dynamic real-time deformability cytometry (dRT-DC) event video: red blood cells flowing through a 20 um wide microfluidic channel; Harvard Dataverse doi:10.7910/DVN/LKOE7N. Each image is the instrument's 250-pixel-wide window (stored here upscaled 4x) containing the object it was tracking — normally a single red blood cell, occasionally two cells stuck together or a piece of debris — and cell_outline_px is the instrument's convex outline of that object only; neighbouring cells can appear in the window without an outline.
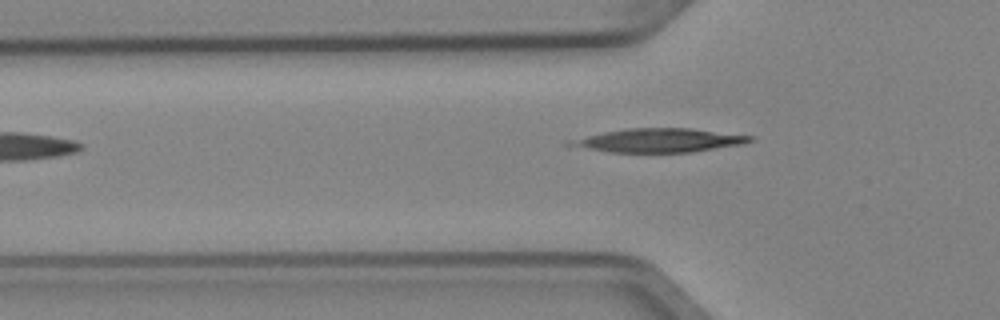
{"species": "Egyptian fruit bat (a non-hibernating species)", "species_latin": "Rousettus aegyptiacus", "temperature_condition": "cold", "stored_images_in_passage": 5, "camera_frame_rate_fps": 3000, "um_per_image_px": 0.085, "animal": {"sex": "female"}, "frame": {"image": 1, "passage_image": 5, "time_ms": 1.333, "image_size_px": [1000, 320], "cell_outline_px": [[756, 140], [744, 144], [692, 152], [608, 152], [564, 144], [564, 140], [604, 132], [628, 128], [692, 128], [756, 136]], "centroid_in_image_um": [56.06, 11.92], "position_along_channel_um": 69.7, "area_um2": 25.14}}